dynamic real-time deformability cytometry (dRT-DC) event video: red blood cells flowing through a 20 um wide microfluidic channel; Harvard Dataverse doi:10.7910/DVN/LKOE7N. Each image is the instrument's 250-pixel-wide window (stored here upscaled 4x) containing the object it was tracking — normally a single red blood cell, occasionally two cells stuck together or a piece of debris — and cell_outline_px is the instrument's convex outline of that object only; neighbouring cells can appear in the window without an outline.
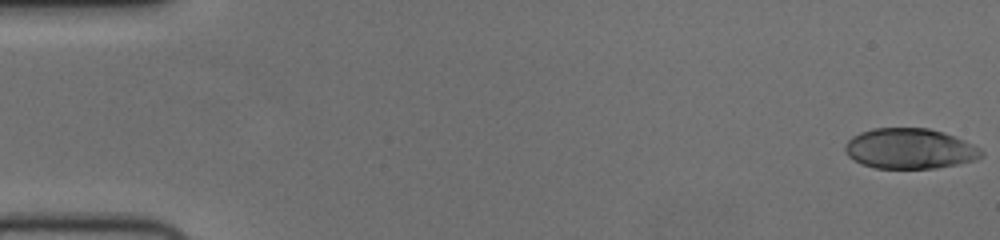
{"species": "human", "species_latin": "Homo sapiens", "temperature_condition": "cold", "stored_images_in_passage": 56, "camera_frame_rate_fps": 3000, "um_per_image_px": 0.085, "donor": {"sex": "female"}, "frame": {"image": 1, "passage_image": 1, "time_ms": 0.0, "image_size_px": [1000, 240], "cell_outline_px": [[984, 156], [976, 160], [936, 168], [876, 168], [860, 164], [848, 156], [844, 152], [844, 144], [852, 136], [860, 132], [872, 128], [928, 128], [944, 132], [964, 140], [980, 148], [984, 152]], "centroid_in_image_um": [77.31, 12.63], "position_along_channel_um": 7.7, "area_um2": 32.31}}
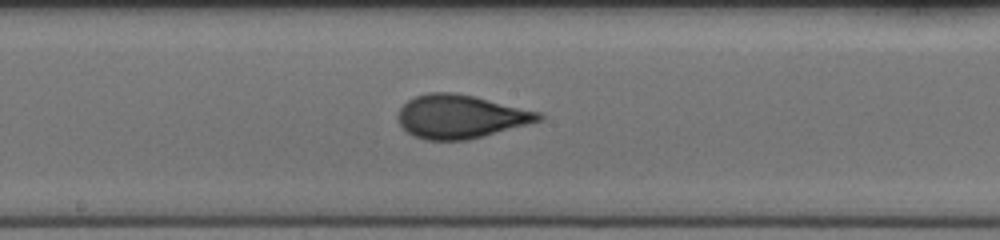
{"frame": {"image": 2, "passage_image": 30, "time_ms": 9.667, "image_size_px": [1000, 240], "cell_outline_px": [[544, 120], [484, 136], [468, 140], [424, 140], [412, 136], [400, 124], [396, 116], [400, 108], [408, 100], [416, 96], [428, 92], [452, 92], [472, 96], [540, 112], [544, 116]], "centroid_in_image_um": [39.13, 9.92], "position_along_channel_um": 209.1, "area_um2": 35.66}}
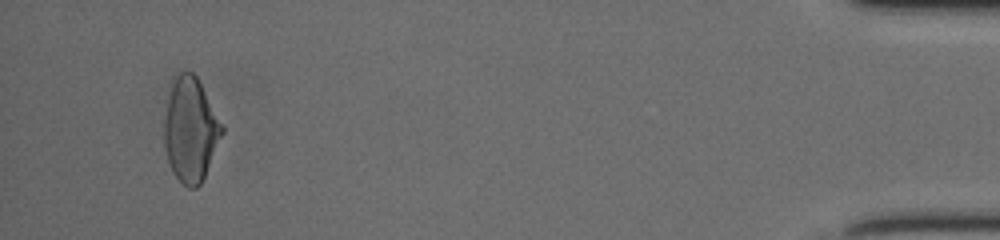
{"frame": {"image": 3, "passage_image": 53, "time_ms": 17.333, "image_size_px": [1000, 240], "cell_outline_px": [[224, 132], [204, 176], [200, 184], [196, 188], [188, 188], [172, 172], [168, 160], [164, 144], [164, 120], [168, 100], [172, 84], [176, 76], [180, 72], [192, 72], [196, 76], [224, 128]], "centroid_in_image_um": [16.19, 11.05], "position_along_channel_um": 419.0, "area_um2": 34.39}, "authors_computed_cell_mechanics": {"area_um2": 34.4199, "velocity_mm_per_s": 3.7434, "shape_relaxation_time_tau1_ms": 6.1883, "shape_relaxation_time_tau2_ms": 0.8855, "deformation_change_tau1": 0.1845, "deformation_change_tau2": 0.0541}}